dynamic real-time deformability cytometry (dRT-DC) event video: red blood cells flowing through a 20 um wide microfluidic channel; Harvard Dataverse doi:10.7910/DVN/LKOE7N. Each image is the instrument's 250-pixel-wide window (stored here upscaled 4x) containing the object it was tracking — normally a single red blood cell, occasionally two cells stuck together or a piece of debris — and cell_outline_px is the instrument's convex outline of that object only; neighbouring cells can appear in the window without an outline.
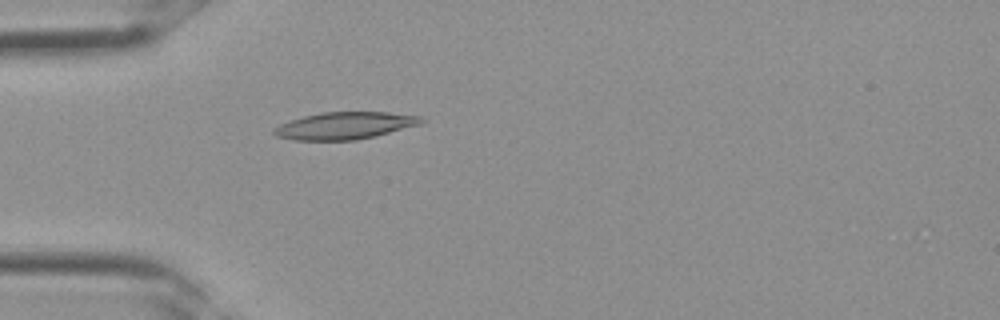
{"species": "Egyptian fruit bat (a non-hibernating species)", "species_latin": "Rousettus aegyptiacus", "temperature_condition": "room temperature", "stored_images_in_passage": 26, "camera_frame_rate_fps": 3000, "um_per_image_px": 0.085, "frame": {"image": 1, "passage_image": 2, "time_ms": 0.333, "image_size_px": [1000, 320], "cell_outline_px": [[428, 120], [420, 124], [376, 136], [356, 140], [296, 140], [276, 136], [272, 132], [272, 128], [280, 124], [304, 116], [320, 112], [388, 112], [420, 116]], "centroid_in_image_um": [29.32, 10.68], "position_along_channel_um": 55.7, "area_um2": 23.35}}
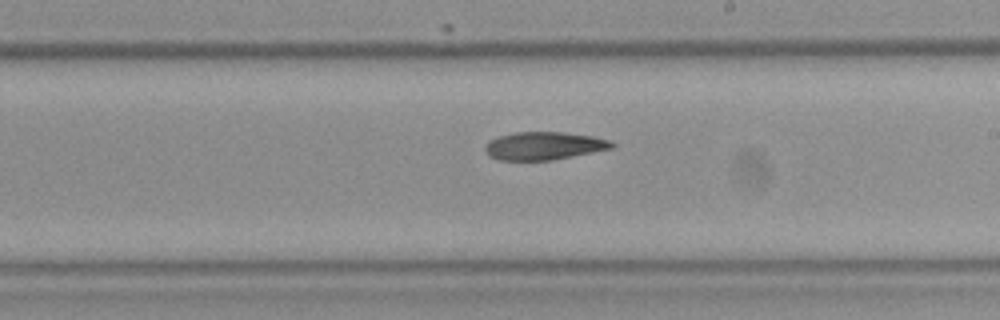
{"frame": {"image": 2, "passage_image": 12, "time_ms": 3.667, "image_size_px": [1000, 320], "cell_outline_px": [[616, 144], [612, 148], [552, 160], [500, 160], [488, 156], [484, 148], [488, 140], [500, 136], [516, 132], [564, 132], [592, 136], [608, 140]], "centroid_in_image_um": [46.2, 12.39], "position_along_channel_um": 242.8, "area_um2": 20.52}}
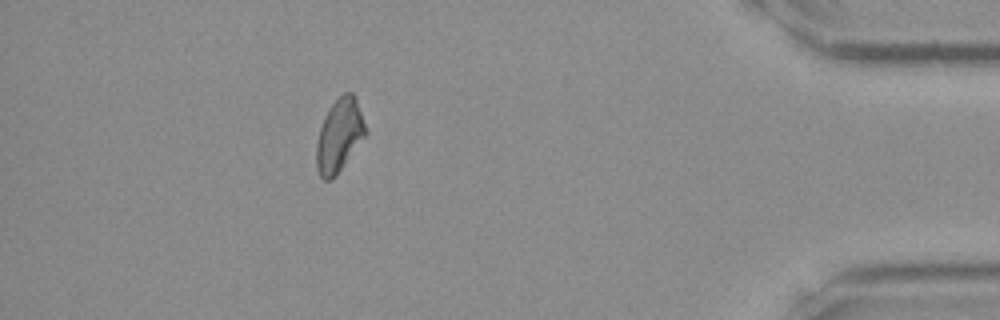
{"frame": {"image": 3, "passage_image": 23, "time_ms": 7.333, "image_size_px": [1000, 320], "cell_outline_px": [[368, 132], [336, 176], [332, 180], [324, 180], [320, 176], [316, 168], [316, 144], [320, 128], [324, 116], [328, 108], [344, 92], [352, 92], [356, 96]], "centroid_in_image_um": [28.84, 11.51], "position_along_channel_um": 406.4, "area_um2": 21.1}}